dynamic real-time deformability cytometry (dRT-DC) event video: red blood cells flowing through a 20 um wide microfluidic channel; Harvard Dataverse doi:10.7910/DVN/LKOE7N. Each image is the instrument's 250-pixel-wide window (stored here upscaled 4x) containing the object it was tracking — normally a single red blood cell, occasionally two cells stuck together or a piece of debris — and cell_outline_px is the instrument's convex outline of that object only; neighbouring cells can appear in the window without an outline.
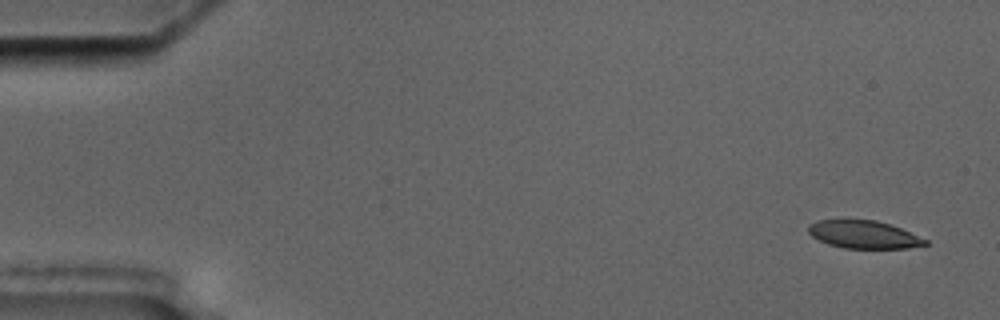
{"species": "common noctule bat (a hibernating species)", "species_latin": "Nyctalus noctula", "temperature_condition": "cold", "stored_images_in_passage": 6, "camera_frame_rate_fps": 3000, "um_per_image_px": 0.085, "animal": {"sex": "male", "body_mass_g": 17.5, "forearm_length_mm": 52.3}, "frame": {"image": 1, "passage_image": 1, "time_ms": 0.0, "image_size_px": [1000, 320], "cell_outline_px": [[928, 244], [908, 248], [844, 248], [828, 244], [812, 236], [808, 232], [808, 224], [816, 220], [876, 220], [900, 228], [928, 240]], "centroid_in_image_um": [73.4, 19.93], "position_along_channel_um": 11.6, "area_um2": 18.79}}
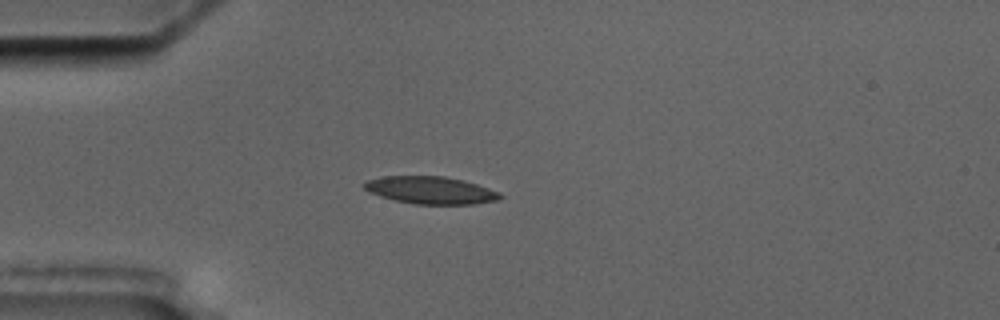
{"frame": {"image": 2, "passage_image": 4, "time_ms": 4.333, "image_size_px": [1000, 320], "cell_outline_px": [[504, 196], [500, 200], [472, 204], [416, 204], [396, 200], [380, 196], [368, 192], [364, 188], [364, 184], [368, 180], [384, 176], [444, 176], [464, 180], [500, 192]], "centroid_in_image_um": [36.64, 16.17], "position_along_channel_um": 48.4, "area_um2": 21.68}}